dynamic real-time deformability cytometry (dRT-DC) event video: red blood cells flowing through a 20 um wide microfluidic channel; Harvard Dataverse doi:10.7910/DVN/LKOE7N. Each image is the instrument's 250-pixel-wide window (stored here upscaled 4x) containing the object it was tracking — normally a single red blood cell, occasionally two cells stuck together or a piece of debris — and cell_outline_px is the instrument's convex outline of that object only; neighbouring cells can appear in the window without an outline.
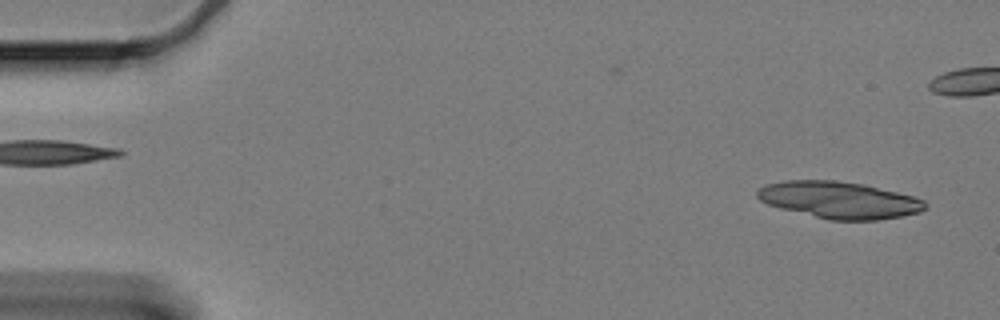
{"species": "Egyptian fruit bat (a non-hibernating species)", "species_latin": "Rousettus aegyptiacus", "temperature_condition": "cold", "stored_images_in_passage": 27, "camera_frame_rate_fps": 3000, "um_per_image_px": 0.085, "animal": {"sex": "female"}, "frame": {"image": 1, "passage_image": 2, "time_ms": 0.333, "image_size_px": [1000, 320], "cell_outline_px": [[928, 208], [920, 212], [900, 216], [876, 220], [828, 220], [780, 208], [768, 204], [760, 200], [756, 196], [756, 188], [764, 184], [784, 180], [836, 180], [864, 184], [912, 196], [924, 200], [928, 204]], "centroid_in_image_um": [71.3, 16.99], "position_along_channel_um": 13.7, "area_um2": 36.24}}
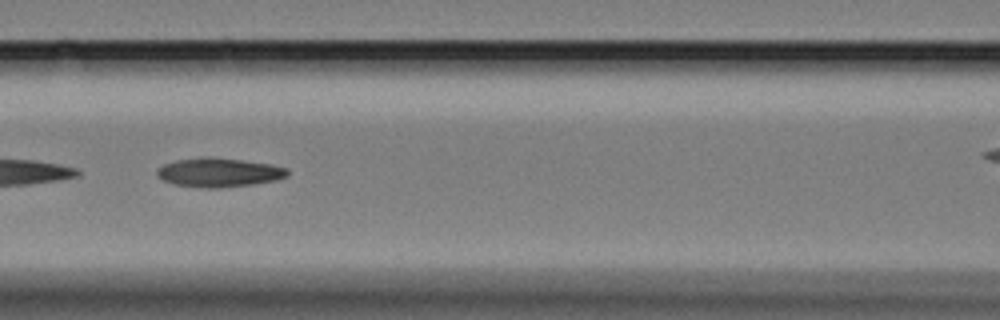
{"frame": {"image": 2, "passage_image": 25, "time_ms": 8.0, "image_size_px": [1000, 320], "cell_outline_px": [[288, 176], [276, 180], [252, 184], [220, 188], [204, 188], [176, 184], [164, 180], [156, 176], [156, 172], [164, 164], [176, 160], [200, 156], [212, 156], [272, 164], [288, 168]], "centroid_in_image_um": [18.63, 14.64], "position_along_channel_um": 148.0, "area_um2": 22.2}}